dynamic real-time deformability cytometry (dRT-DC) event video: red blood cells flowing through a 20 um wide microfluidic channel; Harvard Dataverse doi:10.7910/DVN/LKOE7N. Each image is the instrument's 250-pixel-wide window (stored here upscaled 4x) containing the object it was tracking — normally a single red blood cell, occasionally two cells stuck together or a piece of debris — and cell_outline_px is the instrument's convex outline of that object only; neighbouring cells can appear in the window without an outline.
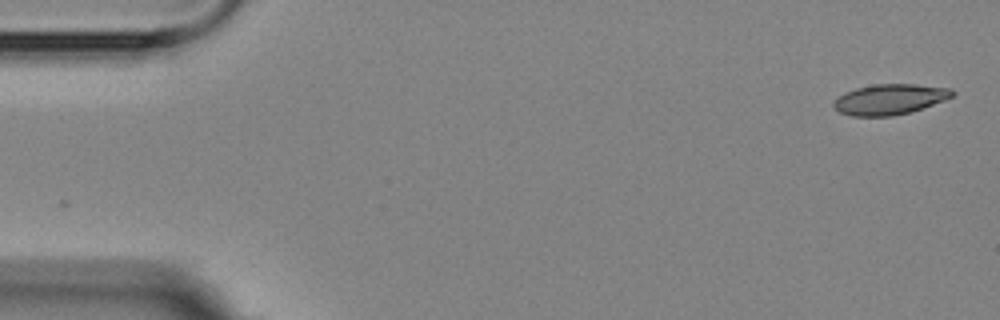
{"species": "Egyptian fruit bat (a non-hibernating species)", "species_latin": "Rousettus aegyptiacus", "temperature_condition": "room temperature", "stored_images_in_passage": 5, "segment_of_instrument_passage": [2, 2], "camera_frame_rate_fps": 3000, "um_per_image_px": 0.085, "animal": {"sex": "female"}, "frame": {"image": 1, "passage_image": 5, "time_ms": 6.0, "image_size_px": [1000, 320], "cell_outline_px": [[956, 92], [952, 96], [944, 100], [908, 112], [892, 116], [852, 116], [840, 112], [832, 104], [844, 92], [856, 88], [872, 84], [916, 84], [952, 88]], "centroid_in_image_um": [75.63, 8.42], "position_along_channel_um": 9.4, "area_um2": 20.87}}